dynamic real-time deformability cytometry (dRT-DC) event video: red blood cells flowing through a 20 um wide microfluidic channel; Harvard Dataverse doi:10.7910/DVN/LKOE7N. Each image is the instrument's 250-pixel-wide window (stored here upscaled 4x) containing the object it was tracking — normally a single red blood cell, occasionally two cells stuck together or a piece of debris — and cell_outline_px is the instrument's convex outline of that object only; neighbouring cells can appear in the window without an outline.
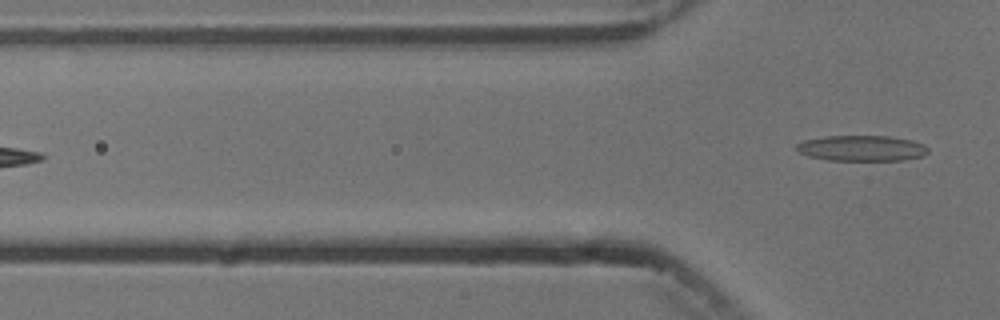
{"species": "common noctule bat (a hibernating species)", "species_latin": "Nyctalus noctula", "temperature_condition": "cold", "stored_images_in_passage": 6, "camera_frame_rate_fps": 3000, "um_per_image_px": 0.085, "animal": {"sex": "male", "body_mass_g": 13.3}, "frame": {"image": 1, "passage_image": 6, "time_ms": 6.667, "image_size_px": [1000, 320], "cell_outline_px": [[928, 152], [924, 156], [904, 160], [828, 160], [808, 156], [796, 152], [796, 144], [804, 140], [824, 136], [888, 136], [912, 140], [924, 144], [928, 148]], "centroid_in_image_um": [73.24, 12.6], "position_along_channel_um": 52.6, "area_um2": 19.83}}